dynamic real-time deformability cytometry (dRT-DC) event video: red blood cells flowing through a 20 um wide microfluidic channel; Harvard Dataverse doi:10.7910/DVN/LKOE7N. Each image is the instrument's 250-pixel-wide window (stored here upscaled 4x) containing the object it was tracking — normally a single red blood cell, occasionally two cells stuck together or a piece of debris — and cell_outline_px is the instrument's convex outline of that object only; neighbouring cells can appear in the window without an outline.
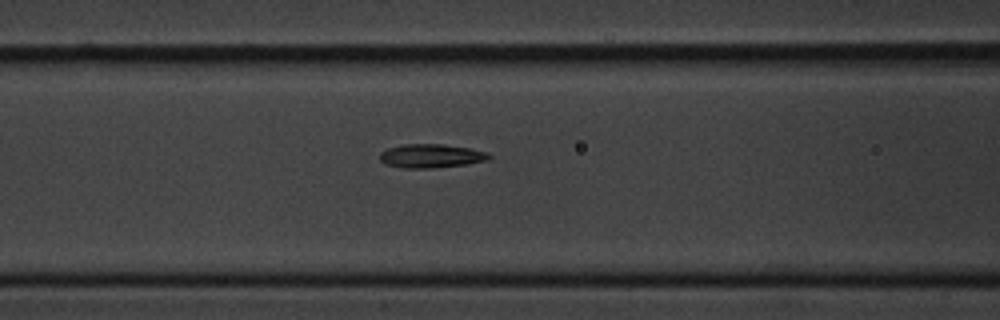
{"species": "common noctule bat (a hibernating species)", "species_latin": "Nyctalus noctula", "temperature_condition": "cold", "stored_images_in_passage": 6, "segment_of_instrument_passage": [2, 2], "camera_frame_rate_fps": 3000, "um_per_image_px": 0.085, "animal": {"sex": "male", "body_mass_g": 20.1, "forearm_length_mm": 53.5}, "frame": {"image": 1, "passage_image": 6, "time_ms": 7.0, "image_size_px": [1000, 320], "cell_outline_px": [[492, 156], [488, 160], [468, 164], [432, 168], [404, 168], [384, 164], [380, 160], [380, 152], [388, 148], [404, 144], [444, 144], [468, 148], [488, 152]], "centroid_in_image_um": [36.65, 13.25], "position_along_channel_um": 130.0, "area_um2": 15.2}}